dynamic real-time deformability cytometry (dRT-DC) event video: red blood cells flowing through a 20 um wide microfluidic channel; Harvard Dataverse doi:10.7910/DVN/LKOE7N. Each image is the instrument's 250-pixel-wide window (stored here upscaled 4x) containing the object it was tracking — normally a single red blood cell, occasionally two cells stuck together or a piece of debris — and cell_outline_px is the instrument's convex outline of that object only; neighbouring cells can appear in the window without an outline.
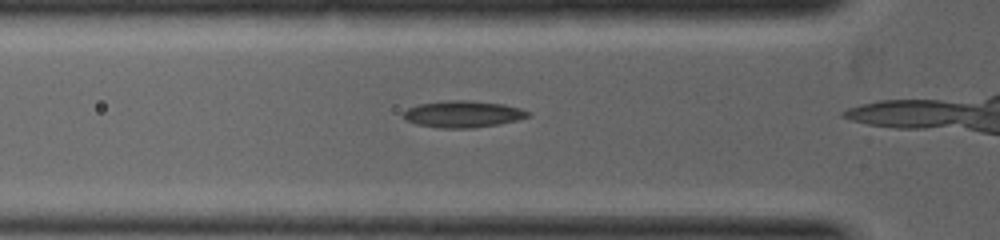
{"species": "common noctule bat (a hibernating species)", "species_latin": "Nyctalus noctula", "temperature_condition": "warm", "stored_images_in_passage": 7, "camera_frame_rate_fps": 5000, "um_per_image_px": 0.085, "animal": {"sex": "female", "body_mass_g": 19.0, "forearm_length_mm": 53.3}, "frame": {"image": 1, "passage_image": 4, "time_ms": 0.8, "image_size_px": [1000, 240], "cell_outline_px": [[532, 116], [516, 120], [496, 124], [472, 128], [440, 128], [416, 124], [404, 120], [400, 116], [408, 108], [416, 104], [444, 100], [472, 100], [504, 104], [520, 108], [532, 112]], "centroid_in_image_um": [39.32, 9.68], "position_along_channel_um": 86.5, "area_um2": 19.71}}
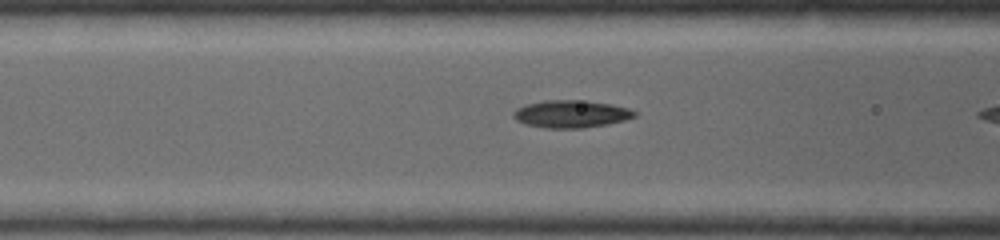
{"frame": {"image": 2, "passage_image": 6, "time_ms": 1.2, "image_size_px": [1000, 240], "cell_outline_px": [[636, 116], [624, 120], [608, 124], [580, 128], [548, 128], [528, 124], [516, 120], [512, 116], [512, 112], [516, 108], [524, 104], [544, 100], [584, 100], [612, 104], [628, 108], [636, 112]], "centroid_in_image_um": [48.52, 9.67], "position_along_channel_um": 118.1, "area_um2": 19.42}}